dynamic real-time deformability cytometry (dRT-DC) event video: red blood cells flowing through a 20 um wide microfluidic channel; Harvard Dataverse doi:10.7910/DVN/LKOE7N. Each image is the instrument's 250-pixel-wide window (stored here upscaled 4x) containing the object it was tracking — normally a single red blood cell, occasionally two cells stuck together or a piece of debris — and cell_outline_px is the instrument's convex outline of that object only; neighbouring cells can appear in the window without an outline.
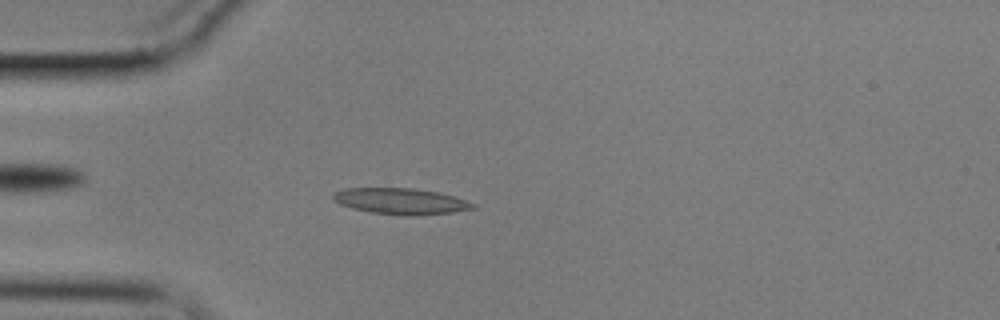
{"species": "common noctule bat (a hibernating species)", "species_latin": "Nyctalus noctula", "temperature_condition": "cold", "stored_images_in_passage": 58, "camera_frame_rate_fps": 3000, "um_per_image_px": 0.085, "animal": {"sex": "male", "body_mass_g": 17.9}, "frame": {"image": 1, "passage_image": 16, "time_ms": 5.0, "image_size_px": [1000, 320], "cell_outline_px": [[476, 208], [452, 212], [412, 216], [404, 216], [372, 212], [352, 208], [340, 204], [332, 200], [332, 192], [344, 188], [412, 188], [440, 192], [476, 204]], "centroid_in_image_um": [34.02, 17.1], "position_along_channel_um": 51.0, "area_um2": 21.33}}
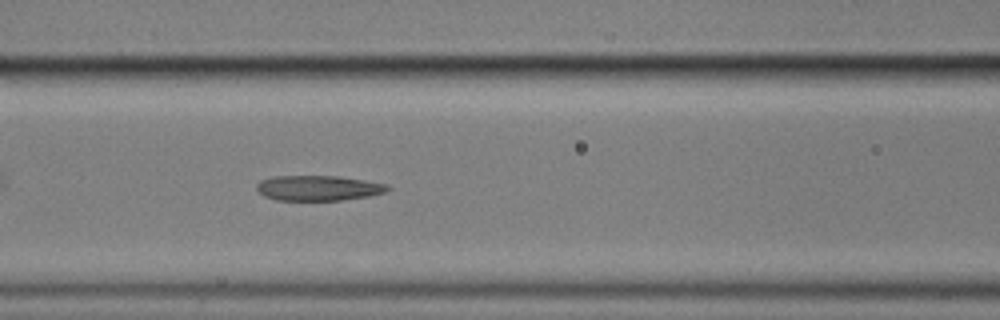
{"frame": {"image": 2, "passage_image": 25, "time_ms": 8.0, "image_size_px": [1000, 320], "cell_outline_px": [[392, 188], [384, 192], [368, 196], [340, 200], [276, 200], [264, 196], [256, 188], [256, 184], [260, 180], [272, 176], [340, 176], [388, 184]], "centroid_in_image_um": [27.05, 15.97], "position_along_channel_um": 139.6, "area_um2": 19.25}}
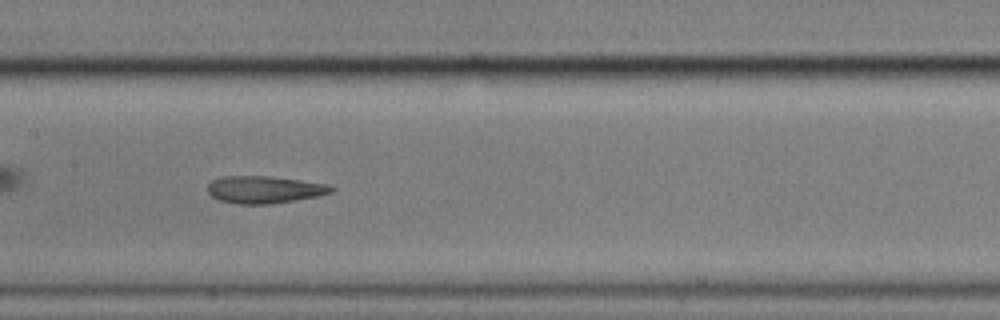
{"frame": {"image": 3, "passage_image": 29, "time_ms": 9.333, "image_size_px": [1000, 320], "cell_outline_px": [[336, 188], [332, 192], [320, 196], [272, 204], [236, 204], [220, 200], [212, 196], [208, 192], [208, 184], [212, 180], [220, 176], [268, 176], [300, 180], [328, 184]], "centroid_in_image_um": [22.49, 16.12], "position_along_channel_um": 184.9, "area_um2": 19.83}}